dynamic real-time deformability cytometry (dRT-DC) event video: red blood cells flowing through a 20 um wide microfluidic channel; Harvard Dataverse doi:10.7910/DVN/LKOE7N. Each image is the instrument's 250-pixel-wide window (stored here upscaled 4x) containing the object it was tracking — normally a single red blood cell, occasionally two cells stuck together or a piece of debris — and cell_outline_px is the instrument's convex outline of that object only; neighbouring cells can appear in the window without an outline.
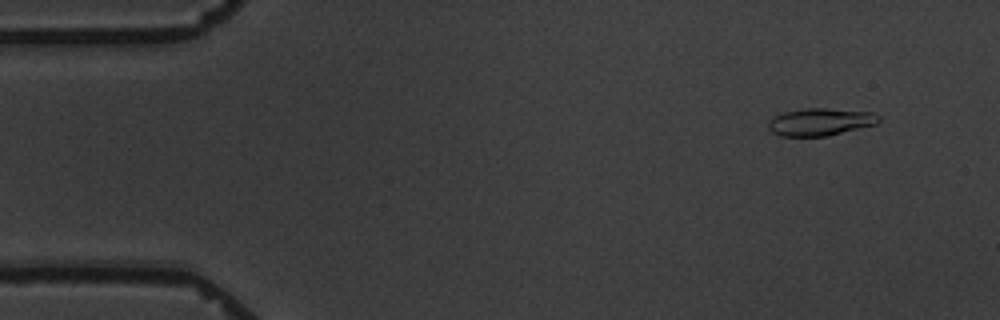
{"species": "common noctule bat (a hibernating species)", "species_latin": "Nyctalus noctula", "temperature_condition": "warm", "stored_images_in_passage": 8, "camera_frame_rate_fps": 3000, "um_per_image_px": 0.085, "animal": {"sex": "male", "body_mass_g": 19.5, "forearm_length_mm": 54.6}, "frame": {"image": 1, "passage_image": 2, "time_ms": 1.333, "image_size_px": [1000, 320], "cell_outline_px": [[880, 120], [876, 124], [828, 136], [780, 136], [772, 132], [768, 128], [768, 120], [772, 116], [784, 112], [804, 108], [824, 108], [872, 112], [880, 116]], "centroid_in_image_um": [69.69, 10.36], "position_along_channel_um": 15.3, "area_um2": 17.74}}
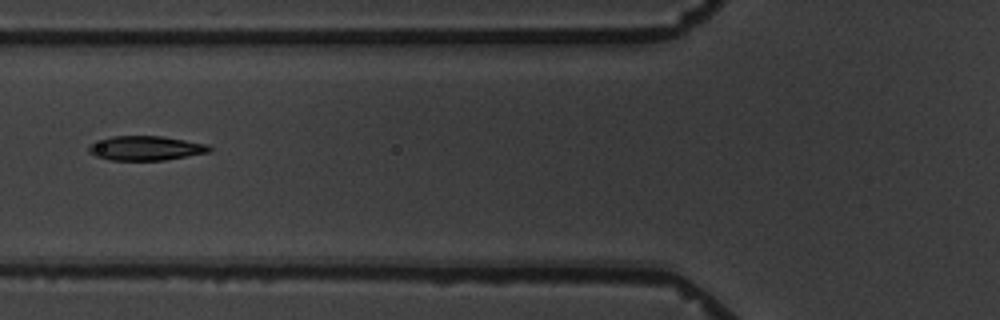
{"frame": {"image": 2, "passage_image": 7, "time_ms": 7.0, "image_size_px": [1000, 320], "cell_outline_px": [[212, 148], [208, 152], [164, 160], [112, 160], [96, 156], [88, 152], [88, 144], [112, 136], [160, 136], [208, 144]], "centroid_in_image_um": [12.35, 12.59], "position_along_channel_um": 113.4, "area_um2": 16.99}}
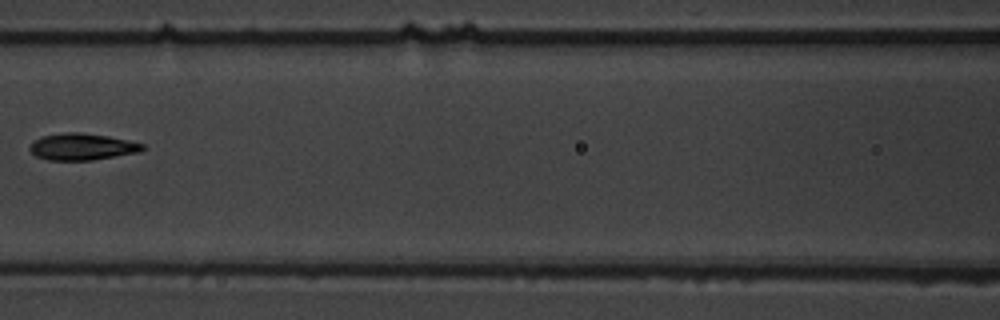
{"frame": {"image": 3, "passage_image": 8, "time_ms": 8.333, "image_size_px": [1000, 320], "cell_outline_px": [[148, 148], [140, 152], [92, 160], [48, 160], [36, 156], [28, 148], [40, 136], [64, 132], [80, 132], [108, 136], [128, 140], [144, 144]], "centroid_in_image_um": [7.01, 12.47], "position_along_channel_um": 159.6, "area_um2": 17.63}}